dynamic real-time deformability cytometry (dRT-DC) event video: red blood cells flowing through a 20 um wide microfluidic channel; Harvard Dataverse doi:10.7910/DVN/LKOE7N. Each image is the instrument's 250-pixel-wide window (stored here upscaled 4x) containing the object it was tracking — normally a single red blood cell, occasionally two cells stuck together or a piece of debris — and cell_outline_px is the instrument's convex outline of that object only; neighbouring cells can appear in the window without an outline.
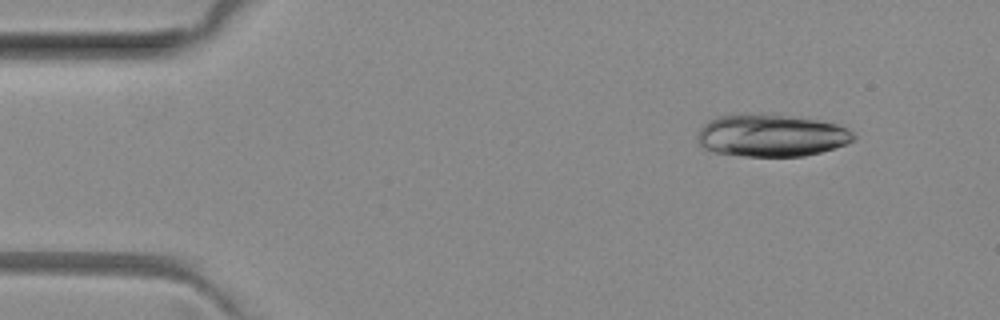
{"species": "common noctule bat (a hibernating species)", "species_latin": "Nyctalus noctula", "temperature_condition": "room temperature", "stored_images_in_passage": 45, "camera_frame_rate_fps": 3000, "um_per_image_px": 0.085, "animal": {"sex": "female", "body_mass_g": 29.2, "forearm_length_mm": 56.3}, "frame": {"image": 1, "passage_image": 1, "time_ms": 0.0, "image_size_px": [1000, 320], "cell_outline_px": [[856, 140], [820, 152], [804, 156], [744, 156], [716, 152], [704, 148], [696, 140], [696, 136], [700, 128], [708, 120], [720, 116], [760, 112], [772, 112], [824, 120], [848, 128], [856, 136]], "centroid_in_image_um": [65.57, 11.47], "position_along_channel_um": 19.4, "area_um2": 39.3}}
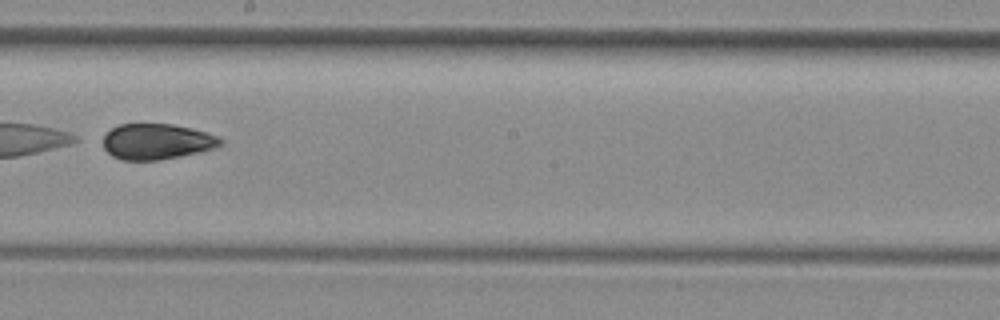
{"frame": {"image": 2, "passage_image": 24, "time_ms": 7.667, "image_size_px": [1000, 320], "cell_outline_px": [[224, 144], [200, 152], [180, 156], [156, 160], [120, 160], [112, 156], [104, 148], [104, 136], [112, 128], [120, 124], [172, 124], [192, 128], [220, 136], [224, 140]], "centroid_in_image_um": [13.36, 12.03], "position_along_channel_um": 234.8, "area_um2": 24.45}}
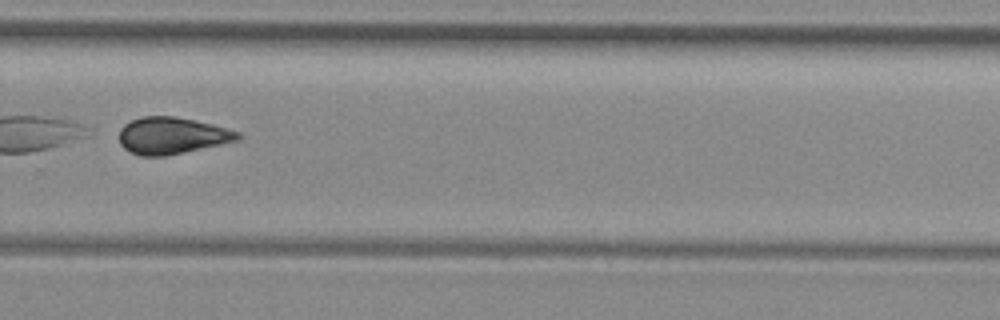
{"frame": {"image": 3, "passage_image": 30, "time_ms": 9.667, "image_size_px": [1000, 320], "cell_outline_px": [[240, 140], [164, 156], [140, 156], [128, 152], [120, 144], [120, 128], [124, 124], [132, 120], [144, 116], [176, 116], [196, 120], [212, 124], [240, 132]], "centroid_in_image_um": [14.6, 11.52], "position_along_channel_um": 315.2, "area_um2": 25.43}}